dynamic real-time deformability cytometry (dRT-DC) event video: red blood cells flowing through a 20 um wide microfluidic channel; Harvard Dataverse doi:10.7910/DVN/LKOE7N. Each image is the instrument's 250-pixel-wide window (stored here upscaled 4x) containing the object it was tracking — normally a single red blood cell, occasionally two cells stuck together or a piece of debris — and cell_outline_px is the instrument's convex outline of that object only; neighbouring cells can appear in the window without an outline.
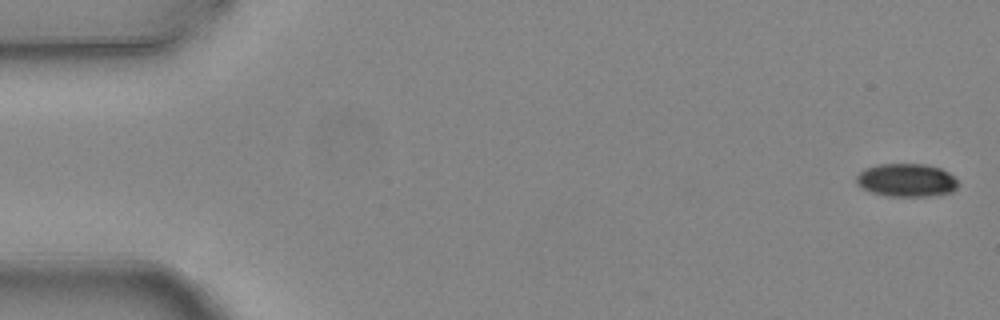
{"species": "common noctule bat (a hibernating species)", "species_latin": "Nyctalus noctula", "temperature_condition": "warm", "stored_images_in_passage": 5, "camera_frame_rate_fps": 3000, "um_per_image_px": 0.085, "animal": {"sex": "female", "body_mass_g": 24.6, "forearm_length_mm": 56.2}, "frame": {"image": 1, "passage_image": 1, "time_ms": 0.0, "image_size_px": [1000, 320], "cell_outline_px": [[956, 188], [952, 192], [924, 196], [888, 196], [872, 192], [864, 188], [856, 180], [856, 176], [864, 168], [876, 164], [928, 164], [940, 168], [956, 176]], "centroid_in_image_um": [77.06, 15.29], "position_along_channel_um": 7.9, "area_um2": 19.54}}